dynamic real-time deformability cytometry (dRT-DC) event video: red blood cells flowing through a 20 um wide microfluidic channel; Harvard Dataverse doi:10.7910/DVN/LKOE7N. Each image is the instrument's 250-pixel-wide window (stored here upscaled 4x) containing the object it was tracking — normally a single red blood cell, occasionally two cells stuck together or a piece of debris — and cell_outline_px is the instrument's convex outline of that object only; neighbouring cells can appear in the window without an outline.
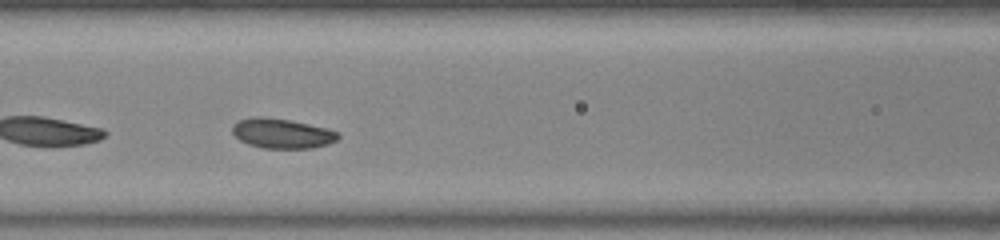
{"species": "common noctule bat (a hibernating species)", "species_latin": "Nyctalus noctula", "temperature_condition": "warm", "stored_images_in_passage": 38, "camera_frame_rate_fps": 3000, "um_per_image_px": 0.085, "animal": {"sex": "female", "body_mass_g": 23.0, "forearm_length_mm": 53.4}, "frame": {"image": 1, "passage_image": 17, "time_ms": 5.333, "image_size_px": [1000, 240], "cell_outline_px": [[340, 136], [336, 140], [328, 144], [312, 148], [260, 148], [248, 144], [240, 140], [232, 132], [232, 124], [240, 120], [288, 120], [328, 128], [340, 132]], "centroid_in_image_um": [24.05, 11.4], "position_along_channel_um": 142.5, "area_um2": 17.63}}
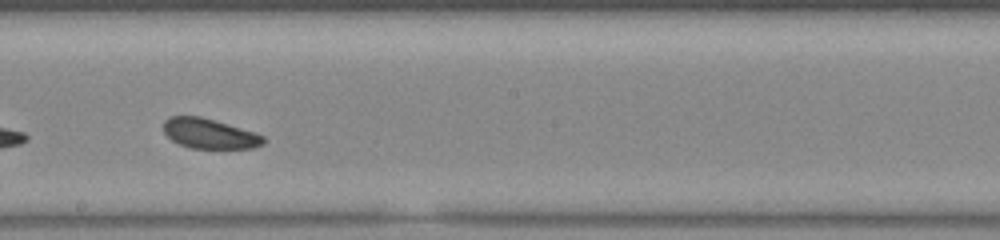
{"frame": {"image": 2, "passage_image": 24, "time_ms": 7.667, "image_size_px": [1000, 240], "cell_outline_px": [[264, 144], [256, 148], [188, 148], [172, 140], [164, 132], [164, 120], [168, 116], [200, 116], [256, 132], [264, 136]], "centroid_in_image_um": [17.82, 11.36], "position_along_channel_um": 230.4, "area_um2": 17.51}}
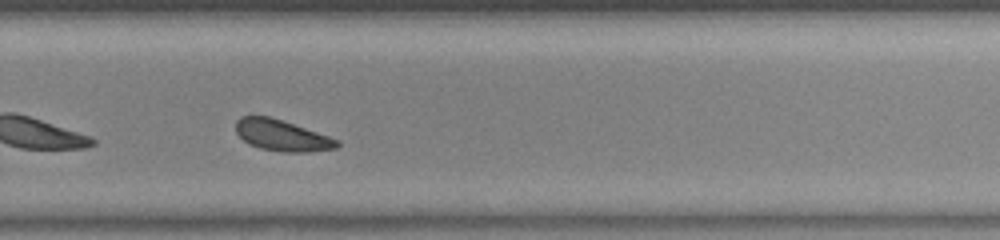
{"frame": {"image": 3, "passage_image": 30, "time_ms": 9.667, "image_size_px": [1000, 240], "cell_outline_px": [[340, 144], [336, 148], [308, 152], [284, 152], [260, 148], [248, 144], [236, 132], [236, 120], [240, 116], [268, 116], [340, 140]], "centroid_in_image_um": [23.94, 11.52], "position_along_channel_um": 305.9, "area_um2": 18.09}, "authors_computed_cell_mechanics": {"area_um2": 18.3515, "velocity_mm_per_s": 3.7778, "shape_relaxation_time_tau1_ms": 1.4261, "shape_relaxation_time_tau2_ms": 3.2944, "deformation_change_tau1": 0.0472, "deformation_change_tau2": 0.0776}}